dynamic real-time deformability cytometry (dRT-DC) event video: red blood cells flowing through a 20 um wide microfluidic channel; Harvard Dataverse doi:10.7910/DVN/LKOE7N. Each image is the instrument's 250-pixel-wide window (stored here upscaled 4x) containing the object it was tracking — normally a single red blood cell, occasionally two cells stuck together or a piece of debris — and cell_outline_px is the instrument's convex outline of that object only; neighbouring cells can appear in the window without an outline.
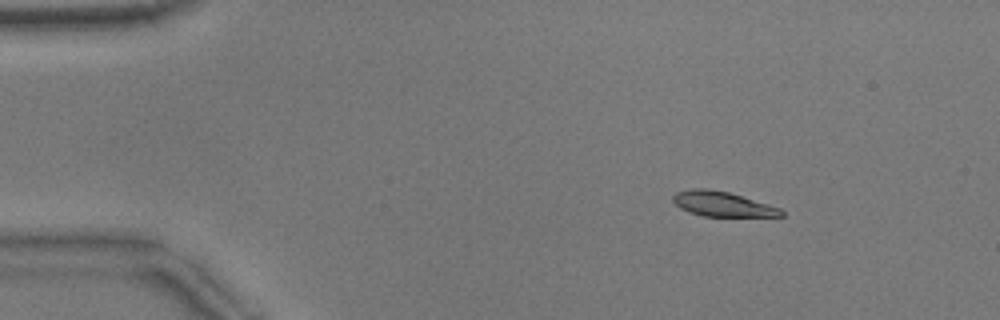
{"species": "common noctule bat (a hibernating species)", "species_latin": "Nyctalus noctula", "temperature_condition": "warm", "stored_images_in_passage": 15, "camera_frame_rate_fps": 3000, "um_per_image_px": 0.085, "animal": {"sex": "male", "body_mass_g": 17.9}, "frame": {"image": 1, "passage_image": 7, "time_ms": 2.0, "image_size_px": [1000, 320], "cell_outline_px": [[784, 216], [704, 216], [688, 212], [680, 208], [672, 200], [672, 196], [676, 192], [692, 188], [708, 188], [728, 192], [780, 208], [784, 212]], "centroid_in_image_um": [61.36, 17.34], "position_along_channel_um": 23.6, "area_um2": 15.55}}